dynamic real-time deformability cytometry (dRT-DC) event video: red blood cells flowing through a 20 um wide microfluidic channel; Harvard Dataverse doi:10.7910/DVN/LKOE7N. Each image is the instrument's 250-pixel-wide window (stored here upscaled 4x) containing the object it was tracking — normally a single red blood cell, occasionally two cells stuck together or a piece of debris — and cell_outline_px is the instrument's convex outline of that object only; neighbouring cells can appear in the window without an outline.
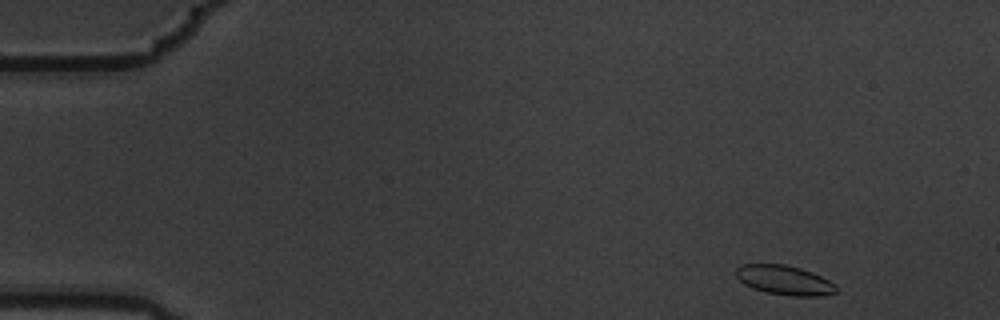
{"species": "common noctule bat (a hibernating species)", "species_latin": "Nyctalus noctula", "temperature_condition": "warm", "stored_images_in_passage": 5, "camera_frame_rate_fps": 3000, "um_per_image_px": 0.085, "animal": {"sex": "male", "body_mass_g": 19.5, "forearm_length_mm": 54.6}, "frame": {"image": 1, "passage_image": 1, "time_ms": 0.0, "image_size_px": [1000, 320], "cell_outline_px": [[836, 292], [824, 296], [792, 296], [764, 292], [752, 288], [744, 284], [736, 276], [736, 268], [740, 264], [784, 264], [800, 268], [812, 272], [836, 284]], "centroid_in_image_um": [66.67, 23.81], "position_along_channel_um": 18.3, "area_um2": 17.28}}
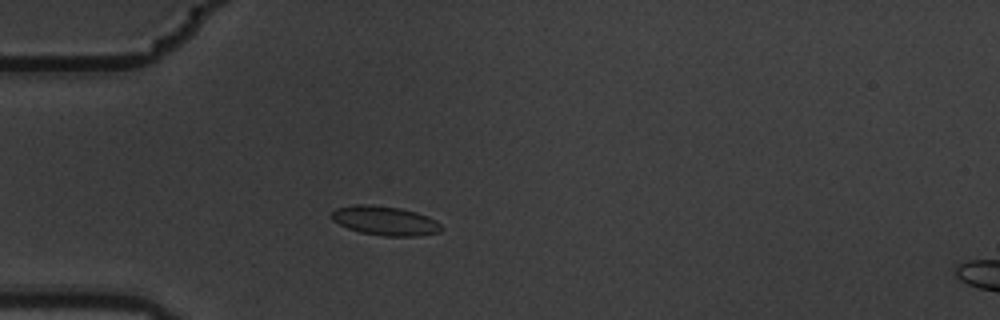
{"frame": {"image": 2, "passage_image": 4, "time_ms": 1.0, "image_size_px": [1000, 320], "cell_outline_px": [[444, 228], [440, 232], [420, 236], [384, 236], [360, 232], [348, 228], [332, 220], [332, 212], [336, 208], [356, 204], [364, 204], [400, 208], [416, 212], [428, 216], [436, 220]], "centroid_in_image_um": [32.76, 18.77], "position_along_channel_um": 52.2, "area_um2": 18.67}}